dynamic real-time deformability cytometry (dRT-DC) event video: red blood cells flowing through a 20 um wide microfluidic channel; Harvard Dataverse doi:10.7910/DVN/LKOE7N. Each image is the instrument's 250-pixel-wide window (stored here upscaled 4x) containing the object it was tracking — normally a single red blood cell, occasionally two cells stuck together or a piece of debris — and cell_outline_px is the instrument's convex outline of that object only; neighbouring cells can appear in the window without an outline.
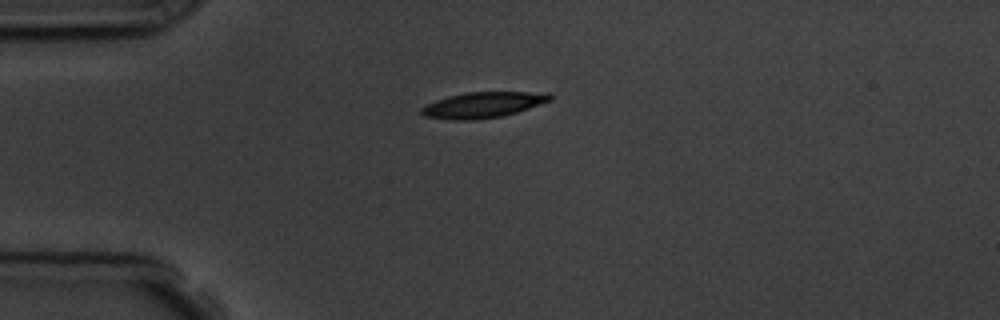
{"species": "common noctule bat (a hibernating species)", "species_latin": "Nyctalus noctula", "temperature_condition": "room temperature", "stored_images_in_passage": 2, "camera_frame_rate_fps": 3000, "um_per_image_px": 0.085, "animal": {"sex": "male", "body_mass_g": 19.5, "forearm_length_mm": 54.6}, "frame": {"image": 1, "passage_image": 1, "time_ms": 0.0, "image_size_px": [1000, 320], "cell_outline_px": [[552, 100], [504, 116], [476, 120], [452, 120], [424, 116], [420, 112], [420, 108], [436, 100], [448, 96], [468, 92], [548, 92], [552, 96]], "centroid_in_image_um": [41.06, 8.92], "position_along_channel_um": 43.9, "area_um2": 19.31}}